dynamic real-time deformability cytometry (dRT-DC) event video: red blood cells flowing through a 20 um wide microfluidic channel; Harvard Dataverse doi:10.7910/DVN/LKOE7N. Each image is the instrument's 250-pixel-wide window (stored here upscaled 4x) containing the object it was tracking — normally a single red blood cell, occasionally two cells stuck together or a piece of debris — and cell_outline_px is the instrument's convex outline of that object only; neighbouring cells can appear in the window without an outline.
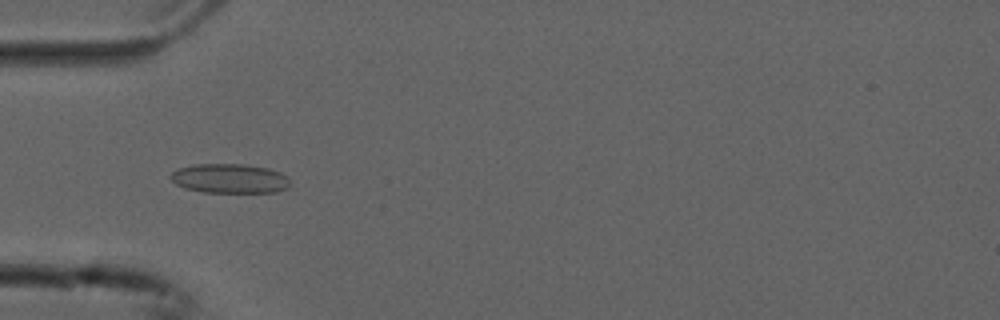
{"species": "common noctule bat (a hibernating species)", "species_latin": "Nyctalus noctula", "temperature_condition": "cold", "stored_images_in_passage": 48, "camera_frame_rate_fps": 3000, "um_per_image_px": 0.085, "animal": {"sex": "male", "forearm_length_mm": 52.5}, "frame": {"image": 1, "passage_image": 11, "time_ms": 3.333, "image_size_px": [1000, 320], "cell_outline_px": [[292, 184], [288, 188], [276, 192], [204, 192], [184, 188], [176, 184], [168, 176], [172, 172], [180, 168], [196, 164], [244, 164], [268, 168], [280, 172], [288, 176]], "centroid_in_image_um": [19.56, 15.17], "position_along_channel_um": 65.4, "area_um2": 20.63}}
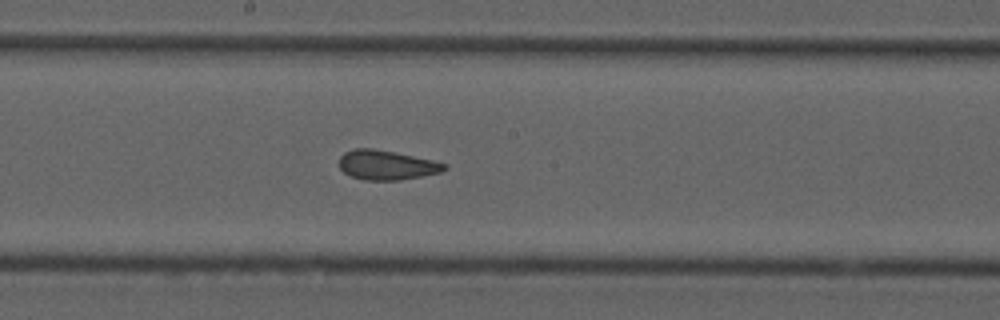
{"frame": {"image": 2, "passage_image": 23, "time_ms": 7.333, "image_size_px": [1000, 320], "cell_outline_px": [[448, 168], [440, 172], [400, 180], [364, 180], [352, 176], [344, 172], [340, 168], [340, 156], [344, 152], [356, 148], [372, 148], [432, 160], [448, 164]], "centroid_in_image_um": [32.85, 14.03], "position_along_channel_um": 215.3, "area_um2": 17.86}}
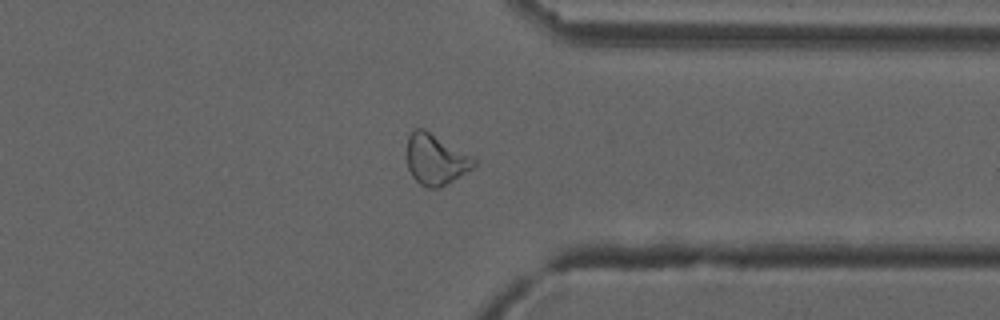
{"frame": {"image": 3, "passage_image": 36, "time_ms": 11.667, "image_size_px": [1000, 320], "cell_outline_px": [[476, 164], [472, 168], [440, 188], [428, 188], [420, 184], [412, 176], [408, 168], [408, 136], [416, 128], [424, 128], [476, 156]], "centroid_in_image_um": [37.08, 13.53], "position_along_channel_um": 374.3, "area_um2": 20.0}, "authors_computed_cell_mechanics": {"area_um2": 19.8543, "velocity_mm_per_s": 3.7586, "shape_relaxation_time_tau1_ms": null, "shape_relaxation_time_tau2_ms": 2.2555, "deformation_change_tau1": null, "deformation_change_tau2": 0.0914}}